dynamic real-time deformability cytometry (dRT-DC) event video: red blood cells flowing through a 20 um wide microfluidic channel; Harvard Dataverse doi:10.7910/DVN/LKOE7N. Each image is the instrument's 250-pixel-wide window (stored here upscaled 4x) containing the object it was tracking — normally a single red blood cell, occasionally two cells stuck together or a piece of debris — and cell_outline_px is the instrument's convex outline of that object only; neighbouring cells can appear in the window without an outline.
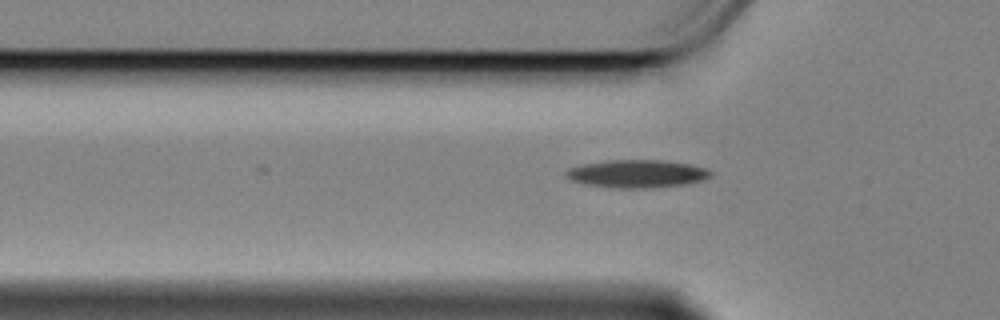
{"species": "Egyptian fruit bat (a non-hibernating species)", "species_latin": "Rousettus aegyptiacus", "temperature_condition": "cold", "stored_images_in_passage": 30, "camera_frame_rate_fps": 3000, "um_per_image_px": 0.085, "animal": {"sex": "female"}, "frame": {"image": 1, "passage_image": 3, "time_ms": 0.667, "image_size_px": [1000, 320], "cell_outline_px": [[712, 172], [704, 180], [684, 184], [648, 188], [616, 188], [584, 184], [572, 180], [564, 172], [568, 168], [584, 164], [608, 160], [660, 160], [688, 164], [704, 168]], "centroid_in_image_um": [54.11, 14.77], "position_along_channel_um": 71.7, "area_um2": 23.18}}
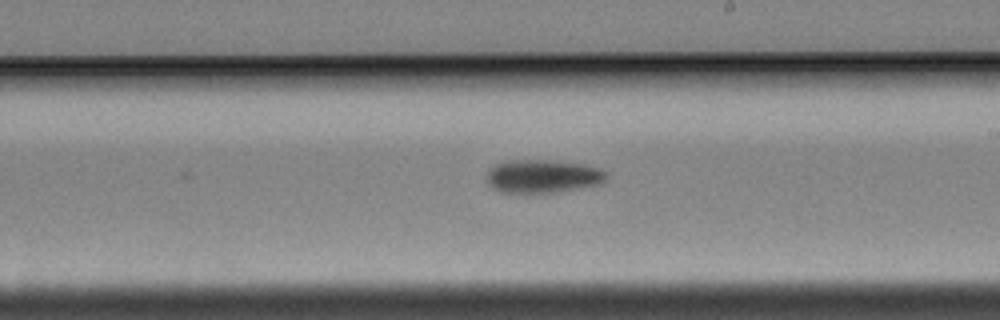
{"frame": {"image": 2, "passage_image": 18, "time_ms": 5.667, "image_size_px": [1000, 320], "cell_outline_px": [[608, 180], [600, 184], [552, 192], [504, 192], [492, 188], [488, 184], [488, 172], [496, 164], [516, 160], [544, 160], [584, 164], [600, 168], [608, 172]], "centroid_in_image_um": [46.2, 14.97], "position_along_channel_um": 242.8, "area_um2": 22.83}}
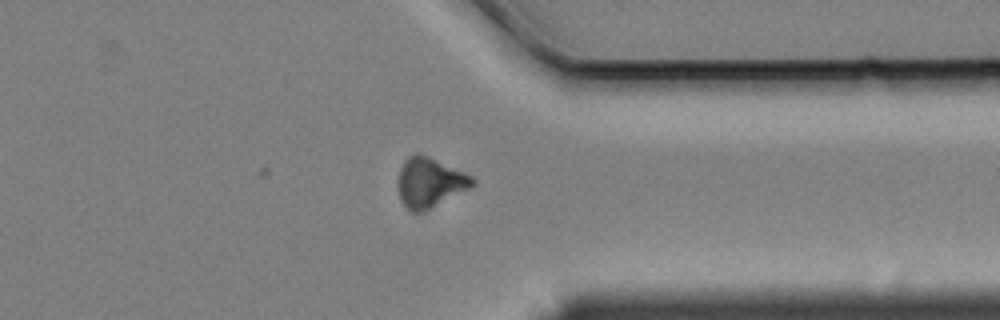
{"frame": {"image": 3, "passage_image": 30, "time_ms": 9.667, "image_size_px": [1000, 320], "cell_outline_px": [[476, 184], [424, 212], [412, 212], [400, 200], [400, 168], [404, 160], [408, 156], [416, 152], [428, 156], [464, 172], [472, 176], [476, 180]], "centroid_in_image_um": [36.55, 15.5], "position_along_channel_um": 374.9, "area_um2": 21.21}, "authors_computed_cell_mechanics": {"area_um2": 22.4553, "velocity_mm_per_s": 3.4045, "shape_relaxation_time_tau1_ms": 3.9893, "shape_relaxation_time_tau2_ms": null, "deformation_change_tau1": 0.1243, "deformation_change_tau2": null}}